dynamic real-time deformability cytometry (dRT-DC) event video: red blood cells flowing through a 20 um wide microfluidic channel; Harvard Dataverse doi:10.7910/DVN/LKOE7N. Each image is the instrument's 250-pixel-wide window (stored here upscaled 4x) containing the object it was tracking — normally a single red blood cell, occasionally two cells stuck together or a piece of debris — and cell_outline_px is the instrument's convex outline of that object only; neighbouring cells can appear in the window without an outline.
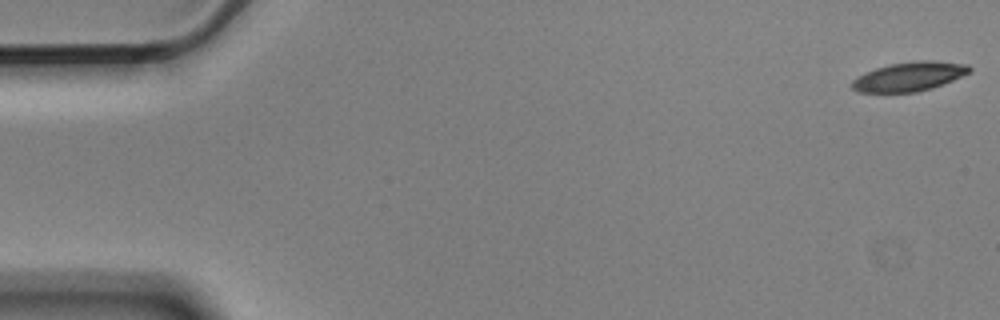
{"species": "Egyptian fruit bat (a non-hibernating species)", "species_latin": "Rousettus aegyptiacus", "temperature_condition": "cold", "stored_images_in_passage": 5, "camera_frame_rate_fps": 3000, "um_per_image_px": 0.085, "animal": {"sex": "male"}, "frame": {"image": 1, "passage_image": 1, "time_ms": 0.0, "image_size_px": [1000, 320], "cell_outline_px": [[972, 68], [968, 72], [944, 84], [932, 88], [916, 92], [860, 92], [852, 88], [852, 80], [856, 76], [876, 68], [888, 64], [916, 60], [932, 60], [968, 64]], "centroid_in_image_um": [77.27, 6.49], "position_along_channel_um": 7.7, "area_um2": 19.94}}